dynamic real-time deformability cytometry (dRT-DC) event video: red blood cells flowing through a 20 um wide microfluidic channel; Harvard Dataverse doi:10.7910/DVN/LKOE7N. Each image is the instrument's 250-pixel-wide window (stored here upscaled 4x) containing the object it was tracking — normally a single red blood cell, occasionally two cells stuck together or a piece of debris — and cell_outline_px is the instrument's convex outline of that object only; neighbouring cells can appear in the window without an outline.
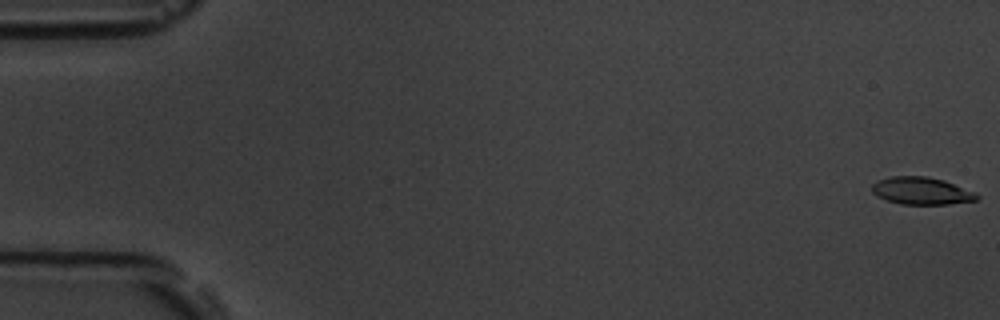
{"species": "common noctule bat (a hibernating species)", "species_latin": "Nyctalus noctula", "temperature_condition": "room temperature", "stored_images_in_passage": 55, "camera_frame_rate_fps": 3000, "um_per_image_px": 0.085, "animal": {"sex": "male", "body_mass_g": 19.5, "forearm_length_mm": 54.6}, "frame": {"image": 1, "passage_image": 1, "time_ms": 0.0, "image_size_px": [1000, 320], "cell_outline_px": [[980, 196], [976, 200], [948, 204], [900, 204], [888, 200], [872, 192], [872, 184], [880, 180], [892, 176], [928, 176], [944, 180], [976, 192]], "centroid_in_image_um": [78.37, 16.22], "position_along_channel_um": 6.6, "area_um2": 16.59}}
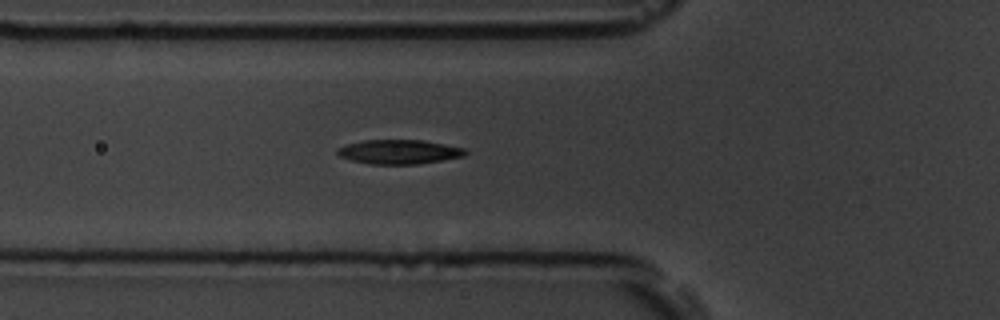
{"frame": {"image": 2, "passage_image": 20, "time_ms": 6.333, "image_size_px": [1000, 320], "cell_outline_px": [[468, 152], [464, 156], [420, 164], [372, 164], [352, 160], [340, 156], [336, 152], [336, 148], [348, 144], [364, 140], [424, 140], [464, 148]], "centroid_in_image_um": [33.93, 12.9], "position_along_channel_um": 91.9, "area_um2": 18.03}}
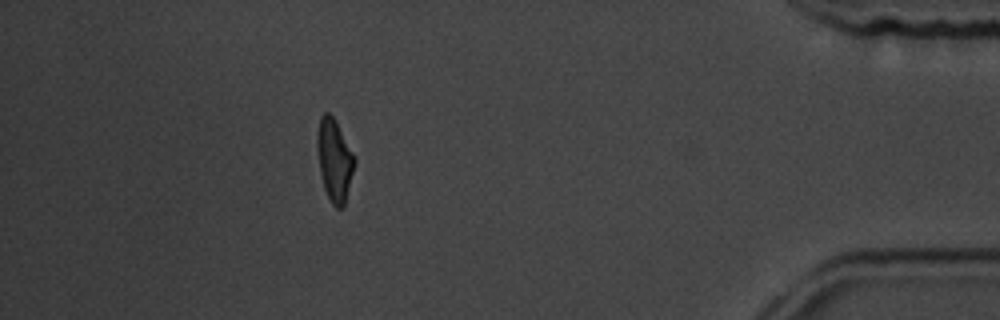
{"frame": {"image": 3, "passage_image": 49, "time_ms": 16.0, "image_size_px": [1000, 320], "cell_outline_px": [[356, 164], [344, 208], [336, 208], [332, 204], [324, 188], [320, 172], [316, 144], [316, 136], [320, 116], [324, 112], [328, 112], [332, 116], [352, 152], [356, 160]], "centroid_in_image_um": [28.42, 13.65], "position_along_channel_um": 406.8, "area_um2": 17.86}, "authors_computed_cell_mechanics": {"area_um2": 17.918, "velocity_mm_per_s": 3.7851, "shape_relaxation_time_tau1_ms": 3.6113, "shape_relaxation_time_tau2_ms": 2.2006, "deformation_change_tau1": 0.1556, "deformation_change_tau2": 0.0947}}